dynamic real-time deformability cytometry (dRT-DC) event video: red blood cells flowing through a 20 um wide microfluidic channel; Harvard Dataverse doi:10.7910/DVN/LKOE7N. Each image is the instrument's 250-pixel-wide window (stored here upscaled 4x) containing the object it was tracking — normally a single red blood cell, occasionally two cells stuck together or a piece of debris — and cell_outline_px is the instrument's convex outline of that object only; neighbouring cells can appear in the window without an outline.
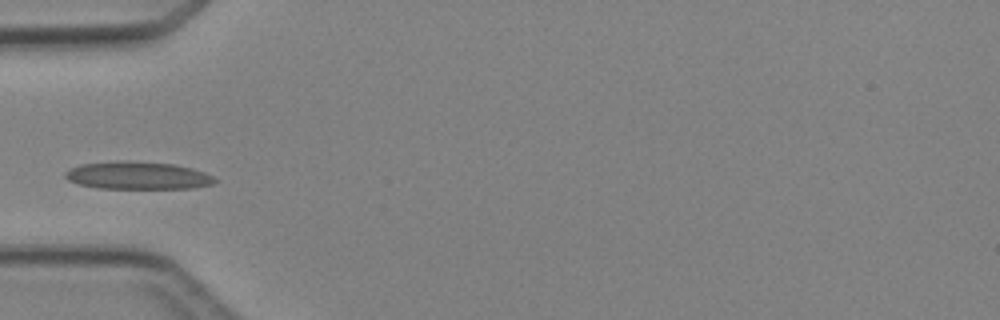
{"species": "Egyptian fruit bat (a non-hibernating species)", "species_latin": "Rousettus aegyptiacus", "temperature_condition": "cold", "stored_images_in_passage": 2, "camera_frame_rate_fps": 3000, "um_per_image_px": 0.085, "animal": {"sex": "female"}, "frame": {"image": 1, "passage_image": 1, "time_ms": 0.0, "image_size_px": [1000, 320], "cell_outline_px": [[216, 180], [212, 184], [192, 188], [96, 188], [80, 184], [68, 180], [64, 176], [64, 172], [80, 164], [116, 160], [128, 160], [172, 164], [192, 168], [204, 172], [212, 176]], "centroid_in_image_um": [11.66, 14.9], "position_along_channel_um": 73.3, "area_um2": 24.1}}
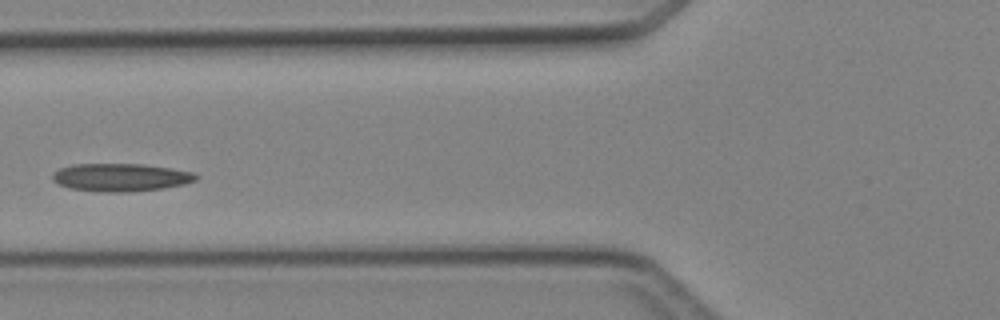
{"frame": {"image": 2, "passage_image": 2, "time_ms": 1.0, "image_size_px": [1000, 320], "cell_outline_px": [[200, 176], [196, 180], [184, 184], [160, 188], [124, 192], [104, 192], [68, 188], [52, 180], [52, 172], [60, 168], [76, 164], [140, 164], [172, 168], [192, 172]], "centroid_in_image_um": [10.24, 15.07], "position_along_channel_um": 115.6, "area_um2": 23.18}}